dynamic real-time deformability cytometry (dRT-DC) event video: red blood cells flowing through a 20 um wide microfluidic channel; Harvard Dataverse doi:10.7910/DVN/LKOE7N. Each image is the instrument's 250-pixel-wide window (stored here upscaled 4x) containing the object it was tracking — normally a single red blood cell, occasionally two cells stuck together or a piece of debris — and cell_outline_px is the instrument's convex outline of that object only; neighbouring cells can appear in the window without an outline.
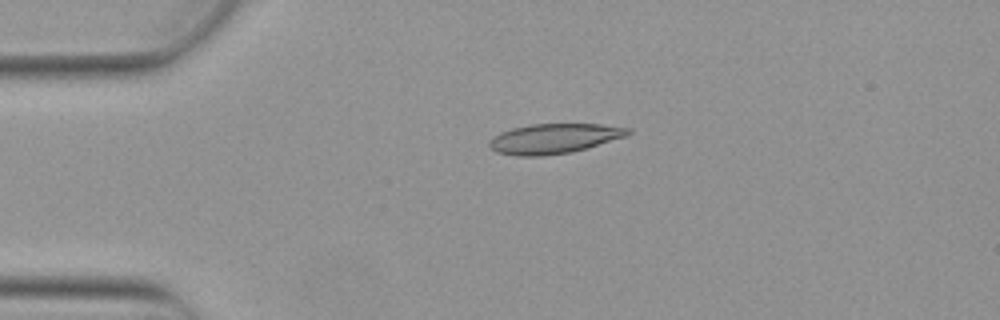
{"species": "Egyptian fruit bat (a non-hibernating species)", "species_latin": "Rousettus aegyptiacus", "temperature_condition": "warm", "stored_images_in_passage": 2, "camera_frame_rate_fps": 3000, "um_per_image_px": 0.085, "animal": {"sex": "female"}, "frame": {"image": 1, "passage_image": 1, "time_ms": 0.0, "image_size_px": [1000, 320], "cell_outline_px": [[632, 132], [628, 136], [572, 152], [544, 156], [516, 156], [496, 152], [488, 148], [488, 140], [500, 132], [512, 128], [528, 124], [600, 124], [632, 128]], "centroid_in_image_um": [47.08, 11.78], "position_along_channel_um": 37.9, "area_um2": 24.51}}